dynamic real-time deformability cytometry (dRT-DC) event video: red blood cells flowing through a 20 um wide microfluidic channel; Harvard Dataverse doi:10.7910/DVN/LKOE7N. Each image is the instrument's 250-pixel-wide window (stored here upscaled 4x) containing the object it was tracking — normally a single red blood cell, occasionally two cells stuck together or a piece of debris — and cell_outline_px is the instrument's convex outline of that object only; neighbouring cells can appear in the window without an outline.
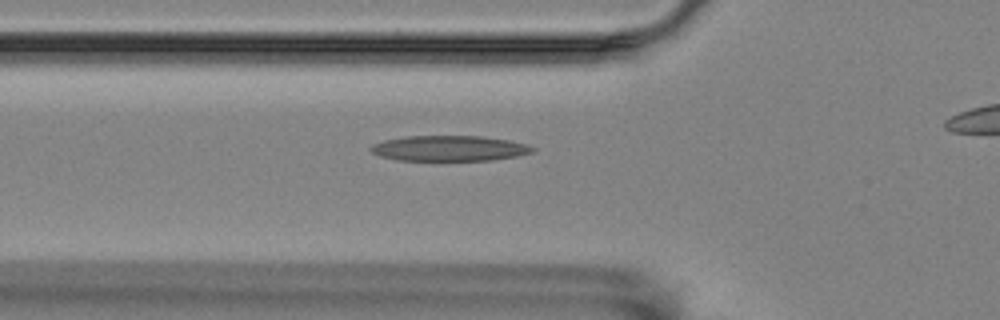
{"species": "Egyptian fruit bat (a non-hibernating species)", "species_latin": "Rousettus aegyptiacus", "temperature_condition": "room temperature", "stored_images_in_passage": 32, "camera_frame_rate_fps": 3000, "um_per_image_px": 0.085, "animal": {"sex": "female"}, "frame": {"image": 1, "passage_image": 2, "time_ms": 0.333, "image_size_px": [1000, 320], "cell_outline_px": [[536, 152], [516, 156], [492, 160], [396, 160], [380, 156], [372, 152], [368, 148], [372, 144], [384, 140], [404, 136], [484, 136], [508, 140], [528, 144], [536, 148]], "centroid_in_image_um": [38.21, 12.6], "position_along_channel_um": 87.6, "area_um2": 24.16}}
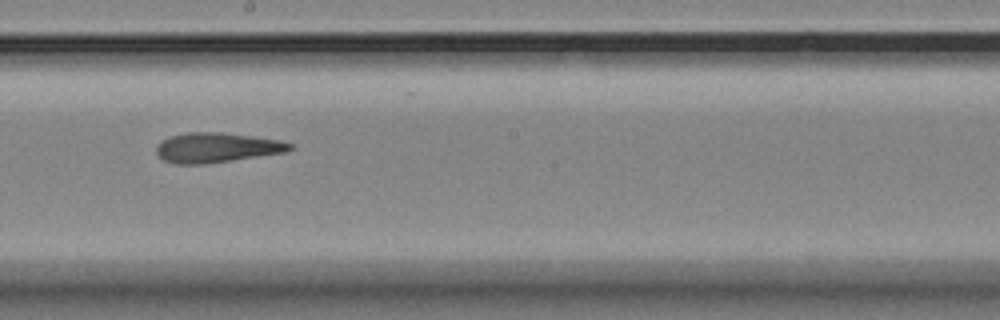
{"frame": {"image": 2, "passage_image": 14, "time_ms": 4.333, "image_size_px": [1000, 320], "cell_outline_px": [[292, 148], [284, 152], [232, 160], [204, 164], [176, 164], [164, 160], [156, 152], [156, 144], [160, 140], [172, 136], [188, 132], [220, 132], [252, 136], [280, 140], [292, 144]], "centroid_in_image_um": [18.37, 12.54], "position_along_channel_um": 229.8, "area_um2": 23.0}}
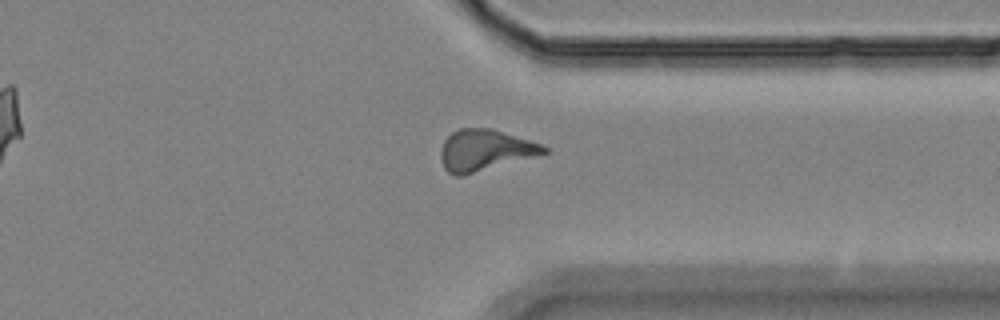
{"frame": {"image": 3, "passage_image": 26, "time_ms": 8.333, "image_size_px": [1000, 320], "cell_outline_px": [[548, 152], [460, 176], [456, 176], [448, 172], [444, 168], [440, 156], [440, 152], [444, 140], [452, 132], [460, 128], [492, 128], [540, 144], [548, 148]], "centroid_in_image_um": [41.16, 12.75], "position_along_channel_um": 370.2, "area_um2": 24.22}}